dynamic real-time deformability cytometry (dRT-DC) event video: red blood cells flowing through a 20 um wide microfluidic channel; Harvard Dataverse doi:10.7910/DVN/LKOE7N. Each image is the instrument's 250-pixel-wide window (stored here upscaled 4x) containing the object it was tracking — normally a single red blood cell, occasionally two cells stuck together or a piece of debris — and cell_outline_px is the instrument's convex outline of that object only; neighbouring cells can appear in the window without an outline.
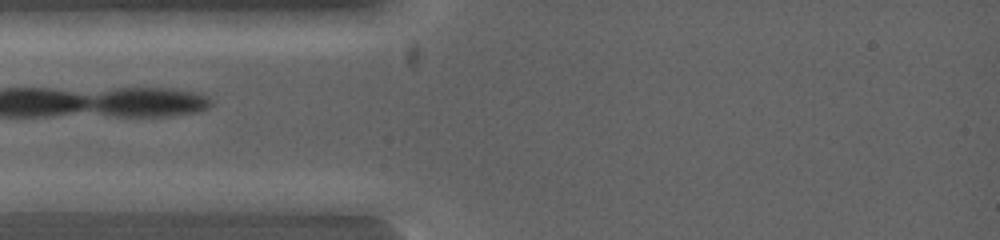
{"species": "common noctule bat (a hibernating species)", "species_latin": "Nyctalus noctula", "temperature_condition": "warm", "stored_images_in_passage": 3, "camera_frame_rate_fps": 5000, "um_per_image_px": 0.085, "animal": {"sex": "female", "body_mass_g": 19.0, "forearm_length_mm": 53.3}, "frame": {"image": 1, "passage_image": 1, "time_ms": 0.0, "image_size_px": [1000, 240], "cell_outline_px": [[124, 196], [112, 208], [88, 212], [44, 212], [16, 200], [80, 192], [120, 192]], "centroid_in_image_um": [6.38, 17.17], "position_along_channel_um": 78.6, "area_um2": 11.27}}